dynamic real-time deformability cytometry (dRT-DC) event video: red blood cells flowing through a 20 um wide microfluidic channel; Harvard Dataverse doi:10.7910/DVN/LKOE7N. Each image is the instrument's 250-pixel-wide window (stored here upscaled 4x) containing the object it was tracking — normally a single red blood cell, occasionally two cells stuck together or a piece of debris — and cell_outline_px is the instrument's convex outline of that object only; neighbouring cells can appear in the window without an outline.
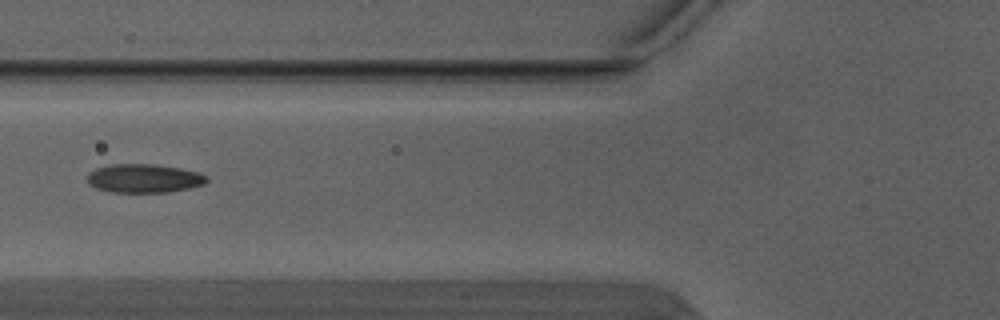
{"species": "Egyptian fruit bat (a non-hibernating species)", "species_latin": "Rousettus aegyptiacus", "temperature_condition": "warm", "stored_images_in_passage": 2, "camera_frame_rate_fps": 3000, "um_per_image_px": 0.085, "animal": {"sex": "male"}, "frame": {"image": 1, "passage_image": 2, "time_ms": 0.333, "image_size_px": [1000, 320], "cell_outline_px": [[208, 180], [204, 184], [188, 188], [168, 192], [112, 192], [96, 188], [88, 184], [88, 172], [96, 168], [108, 164], [152, 164], [180, 168], [200, 172], [208, 176]], "centroid_in_image_um": [12.24, 15.15], "position_along_channel_um": 113.6, "area_um2": 20.06}}